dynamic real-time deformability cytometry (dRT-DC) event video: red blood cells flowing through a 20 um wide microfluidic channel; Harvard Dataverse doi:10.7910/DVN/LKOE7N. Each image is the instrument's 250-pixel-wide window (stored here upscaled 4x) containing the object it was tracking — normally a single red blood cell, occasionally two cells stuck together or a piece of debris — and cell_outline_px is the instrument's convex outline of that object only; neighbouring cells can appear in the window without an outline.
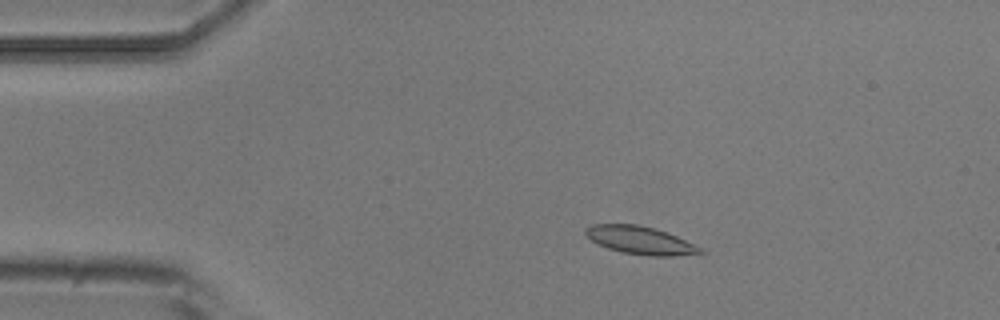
{"species": "common noctule bat (a hibernating species)", "species_latin": "Nyctalus noctula", "temperature_condition": "room temperature", "stored_images_in_passage": 6, "camera_frame_rate_fps": 3000, "um_per_image_px": 0.085, "animal": {"sex": "male", "body_mass_g": 20.5, "forearm_length_mm": 52.5}, "frame": {"image": 1, "passage_image": 3, "time_ms": 2.333, "image_size_px": [1000, 320], "cell_outline_px": [[704, 252], [700, 256], [648, 256], [620, 252], [608, 248], [592, 240], [584, 232], [584, 228], [592, 224], [636, 224], [656, 228], [676, 236], [704, 248]], "centroid_in_image_um": [54.52, 20.44], "position_along_channel_um": 30.5, "area_um2": 19.02}}
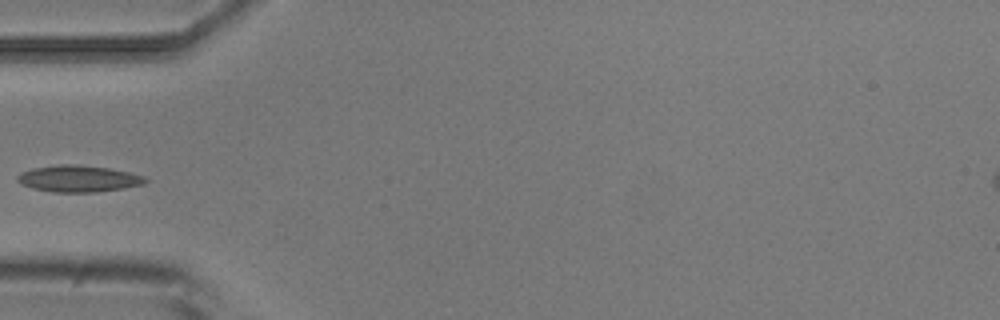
{"frame": {"image": 2, "passage_image": 5, "time_ms": 5.0, "image_size_px": [1000, 320], "cell_outline_px": [[148, 180], [144, 184], [124, 188], [96, 192], [52, 192], [32, 188], [20, 184], [16, 180], [16, 176], [20, 172], [32, 168], [60, 164], [72, 164], [108, 168], [128, 172], [144, 176]], "centroid_in_image_um": [6.62, 15.19], "position_along_channel_um": 78.4, "area_um2": 19.88}}
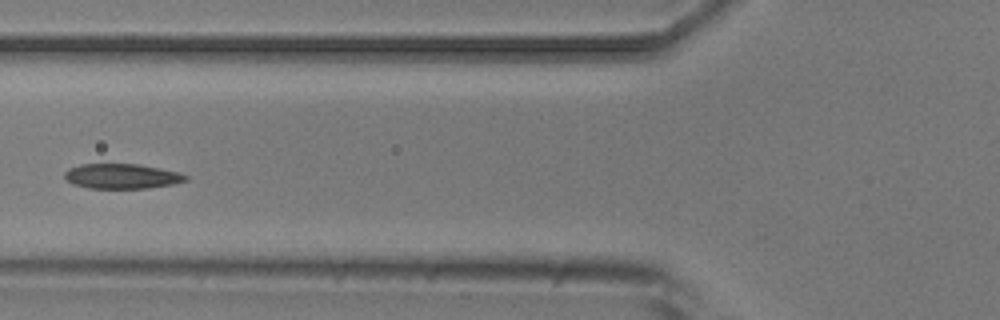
{"frame": {"image": 3, "passage_image": 6, "time_ms": 6.0, "image_size_px": [1000, 320], "cell_outline_px": [[188, 180], [172, 184], [148, 188], [88, 188], [72, 184], [64, 176], [64, 172], [68, 168], [80, 164], [136, 164], [180, 172], [188, 176]], "centroid_in_image_um": [10.34, 14.98], "position_along_channel_um": 115.5, "area_um2": 17.57}}